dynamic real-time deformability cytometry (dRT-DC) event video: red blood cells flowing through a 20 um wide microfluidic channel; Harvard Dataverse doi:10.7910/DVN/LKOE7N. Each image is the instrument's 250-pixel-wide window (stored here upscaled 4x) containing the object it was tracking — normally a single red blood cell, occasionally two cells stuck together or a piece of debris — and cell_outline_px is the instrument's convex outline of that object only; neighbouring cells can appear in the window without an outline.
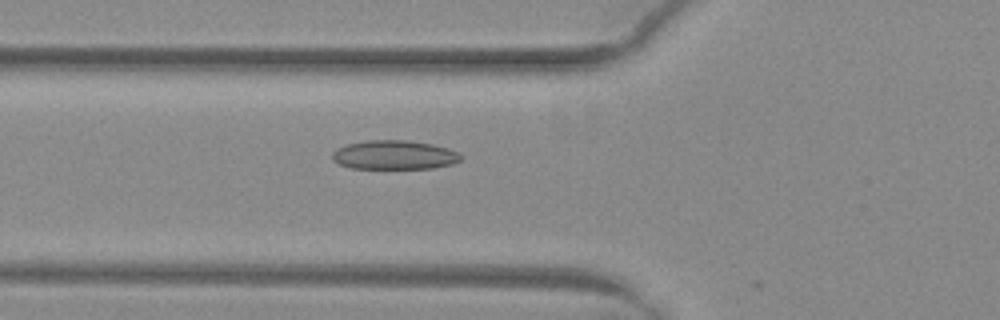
{"species": "common noctule bat (a hibernating species)", "species_latin": "Nyctalus noctula", "temperature_condition": "warm", "stored_images_in_passage": 12, "camera_frame_rate_fps": 3000, "um_per_image_px": 0.085, "animal": {"sex": "female", "body_mass_g": 29.2, "forearm_length_mm": 56.3}, "frame": {"image": 1, "passage_image": 5, "time_ms": 1.333, "image_size_px": [1000, 320], "cell_outline_px": [[460, 160], [452, 164], [432, 168], [352, 168], [340, 164], [332, 160], [332, 152], [336, 148], [348, 144], [368, 140], [404, 140], [432, 144], [448, 148], [460, 152]], "centroid_in_image_um": [33.51, 13.16], "position_along_channel_um": 92.3, "area_um2": 21.68}}
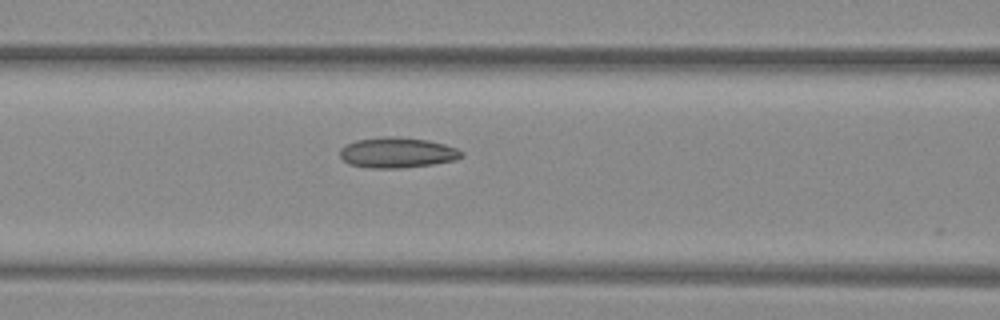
{"frame": {"image": 2, "passage_image": 8, "time_ms": 2.333, "image_size_px": [1000, 320], "cell_outline_px": [[464, 156], [456, 160], [432, 164], [404, 168], [368, 168], [348, 164], [340, 156], [340, 148], [356, 140], [380, 136], [396, 136], [428, 140], [444, 144], [456, 148], [464, 152]], "centroid_in_image_um": [33.77, 12.97], "position_along_channel_um": 132.8, "area_um2": 21.79}}
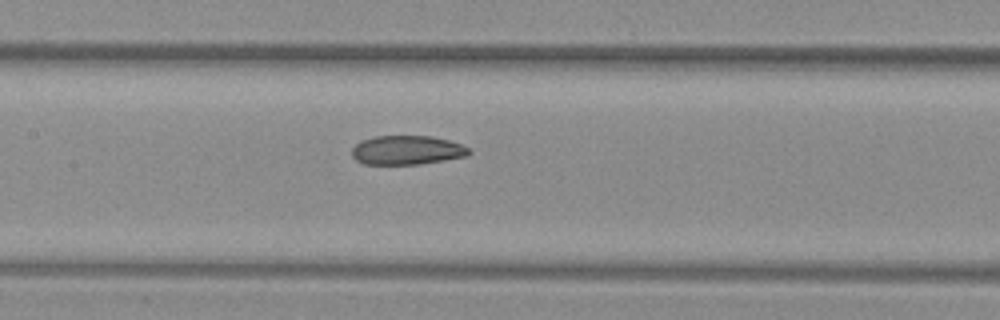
{"frame": {"image": 3, "passage_image": 11, "time_ms": 3.333, "image_size_px": [1000, 320], "cell_outline_px": [[472, 152], [468, 156], [420, 164], [364, 164], [356, 160], [352, 156], [352, 148], [360, 140], [376, 136], [432, 136], [448, 140], [460, 144], [468, 148]], "centroid_in_image_um": [34.58, 12.76], "position_along_channel_um": 172.8, "area_um2": 19.88}}